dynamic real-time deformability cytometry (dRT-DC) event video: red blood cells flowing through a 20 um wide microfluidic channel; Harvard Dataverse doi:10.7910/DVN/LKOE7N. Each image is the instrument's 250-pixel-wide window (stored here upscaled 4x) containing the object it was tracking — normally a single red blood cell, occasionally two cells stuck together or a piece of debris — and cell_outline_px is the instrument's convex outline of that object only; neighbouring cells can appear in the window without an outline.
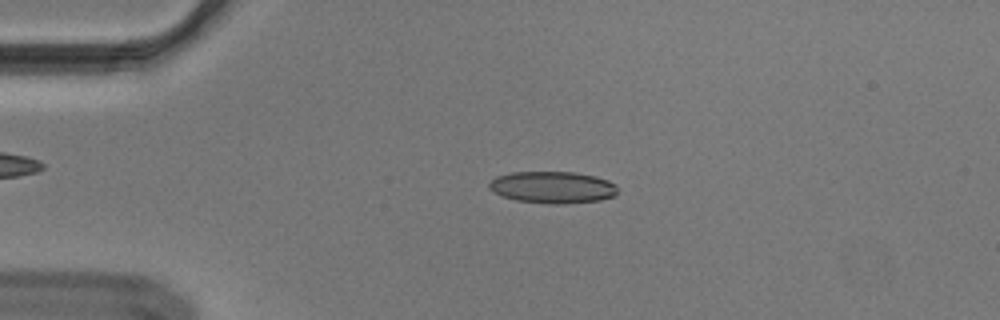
{"species": "Egyptian fruit bat (a non-hibernating species)", "species_latin": "Rousettus aegyptiacus", "temperature_condition": "cold", "stored_images_in_passage": 53, "camera_frame_rate_fps": 3000, "um_per_image_px": 0.085, "animal": {"sex": "male"}, "frame": {"image": 1, "passage_image": 11, "time_ms": 3.333, "image_size_px": [1000, 320], "cell_outline_px": [[616, 196], [600, 200], [564, 204], [556, 204], [516, 200], [504, 196], [488, 188], [488, 184], [496, 176], [512, 172], [572, 172], [596, 176], [608, 180], [616, 184]], "centroid_in_image_um": [47.0, 15.91], "position_along_channel_um": 38.0, "area_um2": 23.76}}
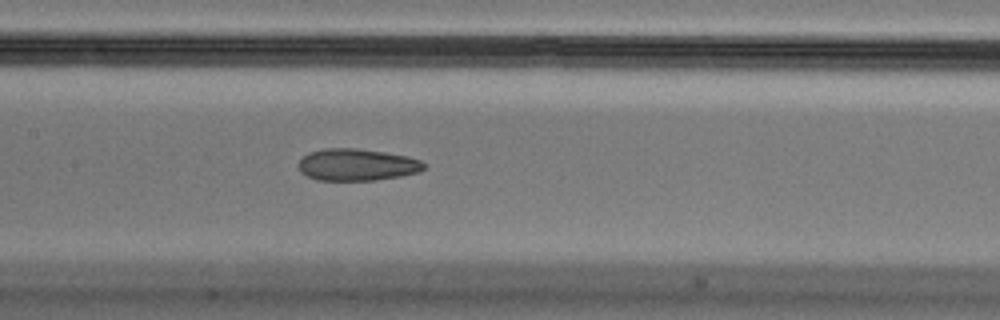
{"frame": {"image": 2, "passage_image": 25, "time_ms": 8.0, "image_size_px": [1000, 320], "cell_outline_px": [[424, 168], [420, 172], [400, 176], [376, 180], [316, 180], [300, 172], [296, 164], [308, 152], [324, 148], [356, 148], [384, 152], [408, 156], [420, 160], [424, 164]], "centroid_in_image_um": [30.3, 14.0], "position_along_channel_um": 177.1, "area_um2": 23.47}}
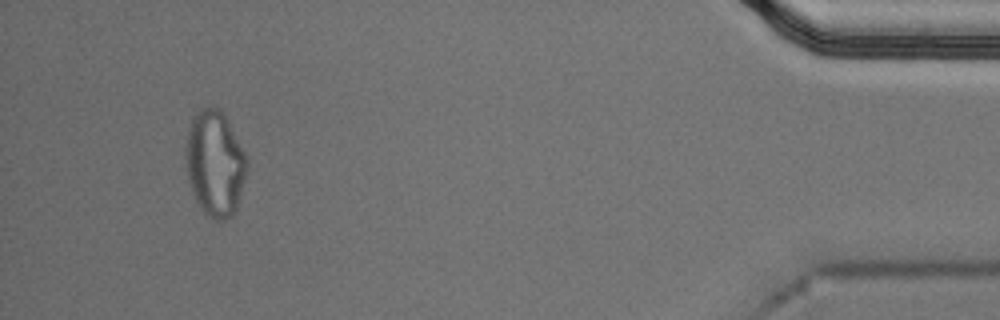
{"frame": {"image": 3, "passage_image": 50, "time_ms": 16.333, "image_size_px": [1000, 320], "cell_outline_px": [[248, 168], [236, 208], [232, 216], [220, 220], [212, 220], [204, 212], [196, 200], [192, 192], [188, 180], [184, 156], [184, 148], [188, 132], [192, 120], [204, 108], [212, 104], [220, 108], [248, 156]], "centroid_in_image_um": [18.27, 13.89], "position_along_channel_um": 416.9, "area_um2": 37.8}, "authors_computed_cell_mechanics": {"area_um2": 23.8714, "velocity_mm_per_s": 3.6716, "shape_relaxation_time_tau1_ms": null, "shape_relaxation_time_tau2_ms": 3.0804, "deformation_change_tau1": null, "deformation_change_tau2": 0.1072}}